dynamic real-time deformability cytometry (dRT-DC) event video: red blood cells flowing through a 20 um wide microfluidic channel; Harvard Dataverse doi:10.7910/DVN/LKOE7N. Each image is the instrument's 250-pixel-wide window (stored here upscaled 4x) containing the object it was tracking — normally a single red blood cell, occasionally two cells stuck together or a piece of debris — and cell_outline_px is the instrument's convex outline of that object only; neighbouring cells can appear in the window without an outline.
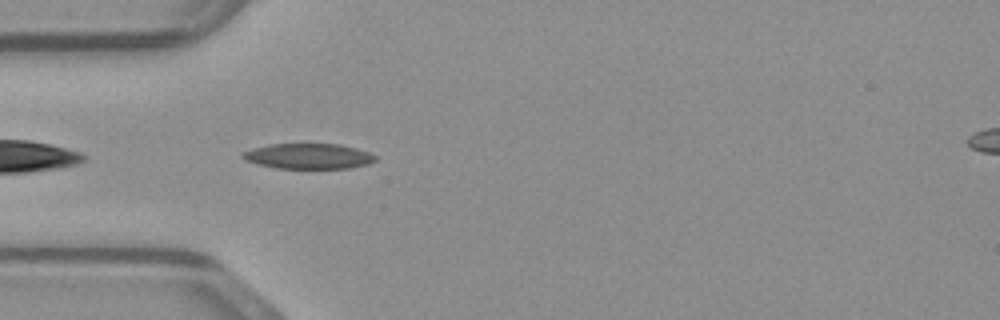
{"species": "common noctule bat (a hibernating species)", "species_latin": "Nyctalus noctula", "temperature_condition": "warm", "stored_images_in_passage": 21, "camera_frame_rate_fps": 3000, "um_per_image_px": 0.085, "animal": {"sex": "male", "body_mass_g": 23.1, "forearm_length_mm": 52.7}, "frame": {"image": 1, "passage_image": 1, "time_ms": 0.0, "image_size_px": [1000, 320], "cell_outline_px": [[376, 160], [368, 164], [348, 168], [276, 168], [244, 160], [240, 156], [240, 152], [252, 148], [268, 144], [304, 140], [340, 144], [356, 148], [368, 152], [376, 156]], "centroid_in_image_um": [26.16, 13.21], "position_along_channel_um": 58.8, "area_um2": 20.69}}
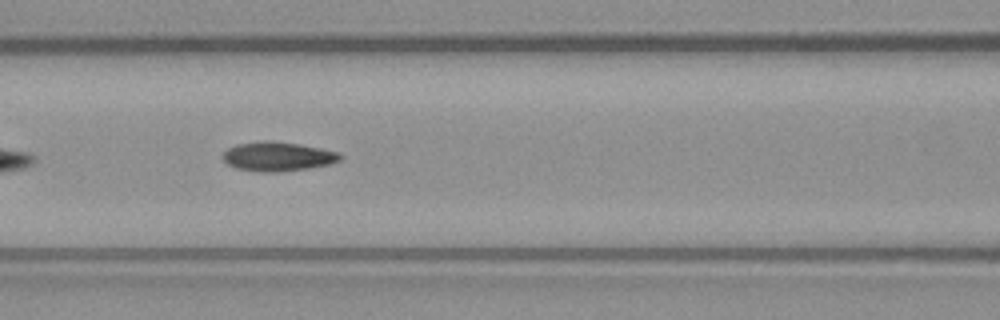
{"frame": {"image": 2, "passage_image": 7, "time_ms": 2.0, "image_size_px": [1000, 320], "cell_outline_px": [[344, 156], [340, 160], [328, 164], [308, 168], [276, 172], [260, 172], [236, 168], [228, 164], [224, 160], [224, 152], [228, 148], [236, 144], [264, 140], [272, 140], [300, 144], [340, 152]], "centroid_in_image_um": [23.62, 13.29], "position_along_channel_um": 143.0, "area_um2": 20.0}}
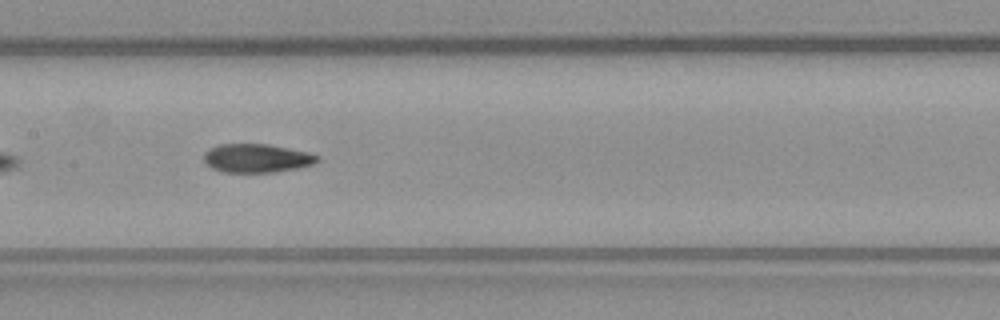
{"frame": {"image": 3, "passage_image": 10, "time_ms": 3.0, "image_size_px": [1000, 320], "cell_outline_px": [[320, 160], [312, 164], [296, 168], [272, 172], [224, 172], [212, 168], [204, 160], [204, 152], [208, 148], [220, 144], [268, 144], [308, 152], [320, 156]], "centroid_in_image_um": [21.81, 13.44], "position_along_channel_um": 185.6, "area_um2": 18.84}}